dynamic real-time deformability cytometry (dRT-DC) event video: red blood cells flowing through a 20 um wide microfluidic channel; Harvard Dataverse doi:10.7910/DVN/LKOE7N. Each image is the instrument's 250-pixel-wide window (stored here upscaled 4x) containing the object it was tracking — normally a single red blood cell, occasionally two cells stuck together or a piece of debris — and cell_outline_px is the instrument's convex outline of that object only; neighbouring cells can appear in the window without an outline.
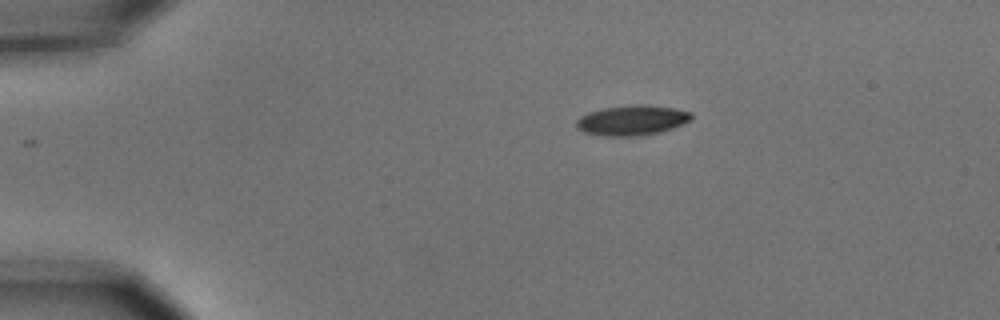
{"species": "common noctule bat (a hibernating species)", "species_latin": "Nyctalus noctula", "temperature_condition": "cold", "stored_images_in_passage": 4, "camera_frame_rate_fps": 3000, "um_per_image_px": 0.085, "animal": {"sex": "male", "body_mass_g": 15.6}, "frame": {"image": 1, "passage_image": 1, "time_ms": 0.0, "image_size_px": [1000, 320], "cell_outline_px": [[692, 120], [684, 124], [672, 128], [656, 132], [632, 136], [604, 136], [584, 132], [576, 128], [576, 120], [580, 116], [588, 112], [604, 108], [632, 104], [648, 104], [672, 108], [692, 112]], "centroid_in_image_um": [53.71, 10.21], "position_along_channel_um": 31.3, "area_um2": 20.17}}
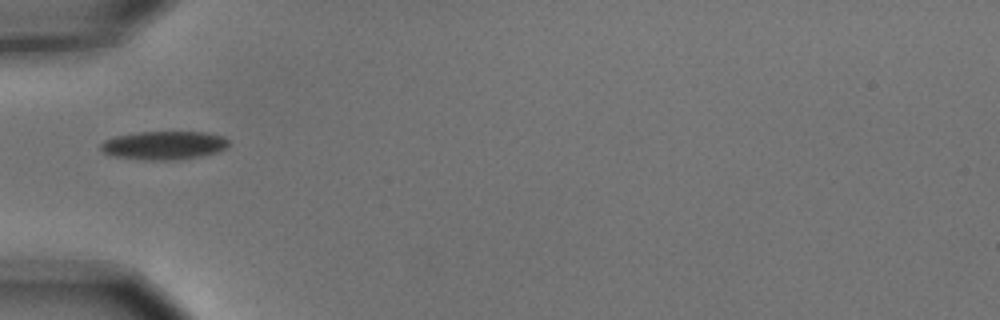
{"frame": {"image": 2, "passage_image": 3, "time_ms": 0.667, "image_size_px": [1000, 320], "cell_outline_px": [[228, 144], [224, 148], [216, 152], [200, 156], [172, 160], [144, 160], [112, 156], [104, 152], [100, 148], [100, 144], [104, 140], [116, 136], [136, 132], [204, 132], [224, 136], [228, 140]], "centroid_in_image_um": [13.9, 12.35], "position_along_channel_um": 71.1, "area_um2": 21.15}}
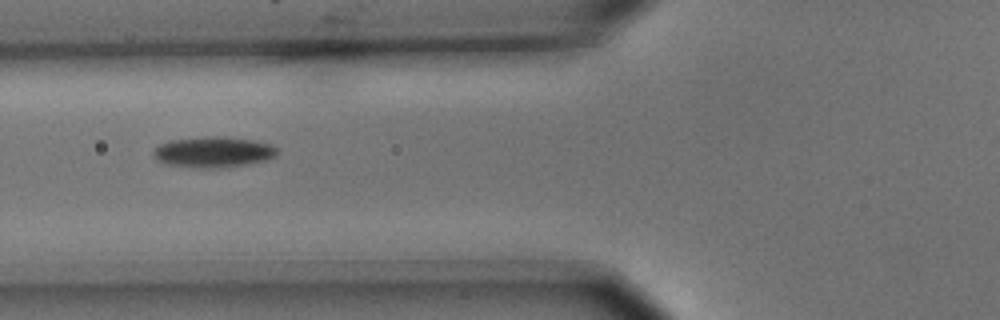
{"frame": {"image": 3, "passage_image": 4, "time_ms": 1.0, "image_size_px": [1000, 320], "cell_outline_px": [[276, 156], [264, 160], [244, 164], [216, 168], [200, 168], [168, 164], [156, 160], [152, 156], [152, 152], [160, 144], [172, 140], [208, 136], [216, 136], [252, 140], [268, 144], [276, 148]], "centroid_in_image_um": [18.07, 12.92], "position_along_channel_um": 107.7, "area_um2": 21.73}}